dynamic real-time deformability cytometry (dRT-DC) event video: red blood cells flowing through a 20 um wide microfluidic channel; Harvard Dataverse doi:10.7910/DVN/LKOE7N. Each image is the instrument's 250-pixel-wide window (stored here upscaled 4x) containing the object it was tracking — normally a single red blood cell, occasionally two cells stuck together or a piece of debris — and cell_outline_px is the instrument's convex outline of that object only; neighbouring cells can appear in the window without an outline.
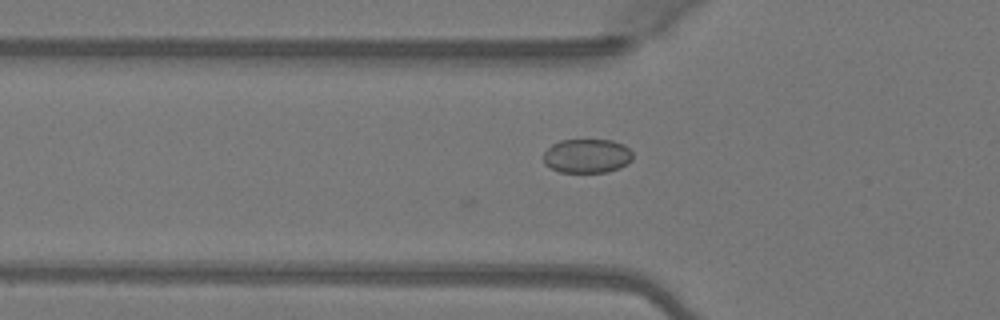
{"species": "Egyptian fruit bat (a non-hibernating species)", "species_latin": "Rousettus aegyptiacus", "temperature_condition": "warm", "stored_images_in_passage": 29, "camera_frame_rate_fps": 3000, "um_per_image_px": 0.085, "animal": {"sex": "female"}, "frame": {"image": 1, "passage_image": 2, "time_ms": 0.333, "image_size_px": [1000, 320], "cell_outline_px": [[632, 160], [628, 164], [620, 168], [608, 172], [560, 172], [544, 164], [544, 152], [552, 144], [560, 140], [612, 140], [624, 144], [632, 152]], "centroid_in_image_um": [49.92, 13.25], "position_along_channel_um": 75.9, "area_um2": 17.86}}
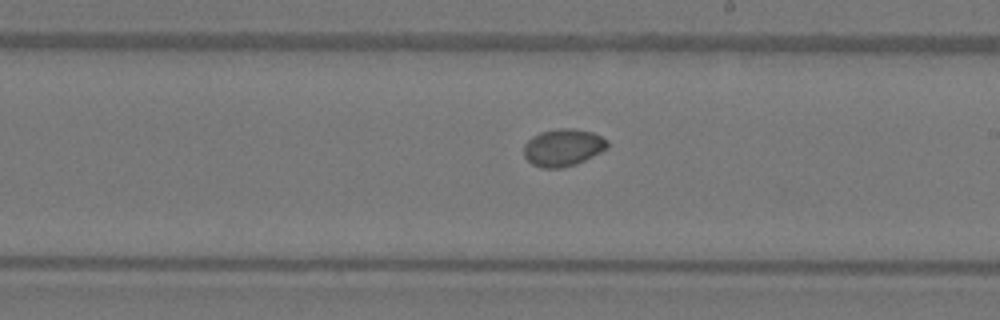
{"frame": {"image": 2, "passage_image": 14, "time_ms": 4.333, "image_size_px": [1000, 320], "cell_outline_px": [[608, 148], [576, 164], [560, 168], [540, 168], [532, 164], [524, 156], [524, 144], [532, 136], [540, 132], [560, 128], [572, 128], [592, 132], [608, 140]], "centroid_in_image_um": [47.84, 12.54], "position_along_channel_um": 241.2, "area_um2": 18.15}}
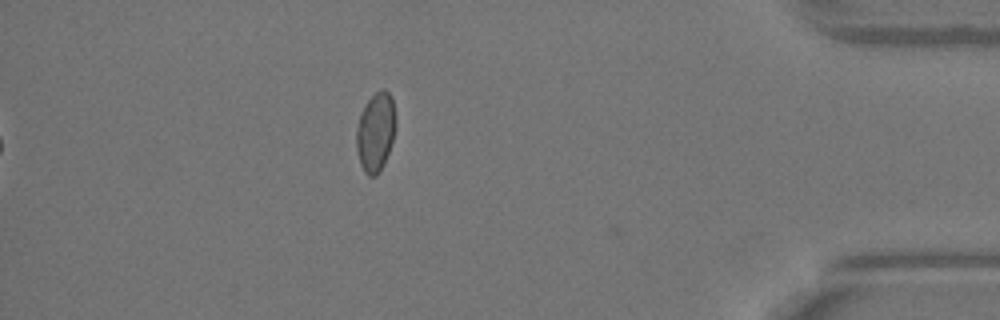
{"frame": {"image": 3, "passage_image": 29, "time_ms": 9.333, "image_size_px": [1000, 320], "cell_outline_px": [[396, 124], [392, 140], [384, 164], [376, 176], [368, 176], [364, 172], [360, 164], [356, 148], [356, 128], [360, 112], [364, 104], [376, 92], [384, 88], [392, 96], [396, 116]], "centroid_in_image_um": [31.91, 11.2], "position_along_channel_um": 403.3, "area_um2": 18.32}}